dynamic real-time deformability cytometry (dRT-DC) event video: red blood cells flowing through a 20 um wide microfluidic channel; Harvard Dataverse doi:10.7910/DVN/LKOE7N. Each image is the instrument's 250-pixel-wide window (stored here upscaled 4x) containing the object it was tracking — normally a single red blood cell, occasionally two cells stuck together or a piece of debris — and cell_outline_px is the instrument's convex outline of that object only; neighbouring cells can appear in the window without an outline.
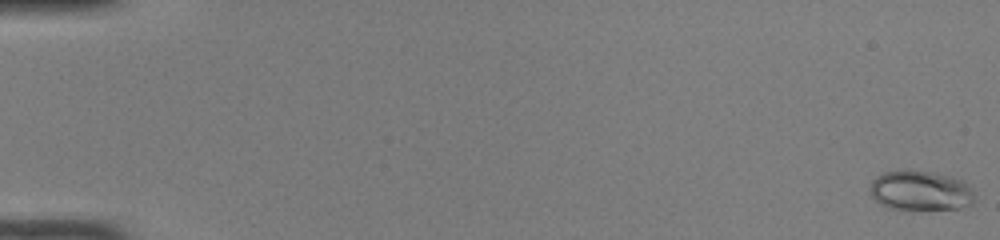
{"species": "common noctule bat (a hibernating species)", "species_latin": "Nyctalus noctula", "temperature_condition": "room temperature", "stored_images_in_passage": 50, "camera_frame_rate_fps": 3000, "um_per_image_px": 0.085, "animal": {"sex": "female", "body_mass_g": 22.0, "forearm_length_mm": 56.7}, "frame": {"image": 1, "passage_image": 1, "time_ms": 0.0, "image_size_px": [1000, 240], "cell_outline_px": [[972, 204], [960, 208], [888, 208], [880, 204], [868, 192], [868, 188], [872, 180], [876, 176], [884, 172], [896, 168], [908, 168], [932, 172], [948, 176], [960, 180], [968, 184], [972, 188]], "centroid_in_image_um": [78.15, 16.15], "position_along_channel_um": 6.9, "area_um2": 24.39}}
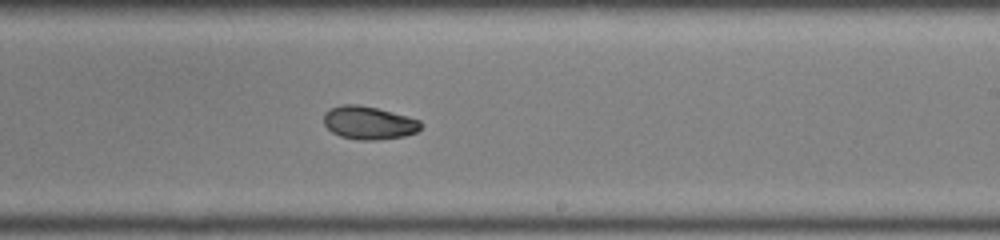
{"frame": {"image": 2, "passage_image": 32, "time_ms": 10.333, "image_size_px": [1000, 240], "cell_outline_px": [[424, 124], [416, 132], [404, 136], [376, 140], [360, 140], [340, 136], [332, 132], [324, 124], [324, 112], [340, 104], [360, 104], [408, 116], [420, 120]], "centroid_in_image_um": [31.35, 10.43], "position_along_channel_um": 257.6, "area_um2": 18.79}}
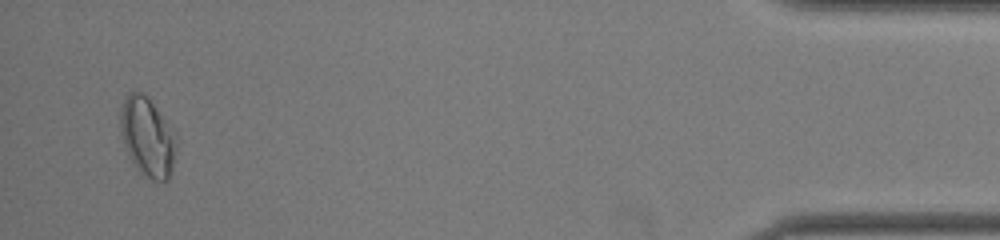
{"frame": {"image": 3, "passage_image": 49, "time_ms": 16.0, "image_size_px": [1000, 240], "cell_outline_px": [[176, 148], [168, 180], [152, 180], [144, 176], [132, 164], [124, 144], [120, 128], [120, 108], [128, 92], [140, 92], [148, 96], [176, 140]], "centroid_in_image_um": [12.47, 11.65], "position_along_channel_um": 422.7, "area_um2": 25.09}, "authors_computed_cell_mechanics": {"area_um2": 19.8543, "velocity_mm_per_s": 4.1193, "shape_relaxation_time_tau1_ms": 10.0484, "shape_relaxation_time_tau2_ms": 2.8976, "deformation_change_tau1": 0.2403, "deformation_change_tau2": 0.0577}}